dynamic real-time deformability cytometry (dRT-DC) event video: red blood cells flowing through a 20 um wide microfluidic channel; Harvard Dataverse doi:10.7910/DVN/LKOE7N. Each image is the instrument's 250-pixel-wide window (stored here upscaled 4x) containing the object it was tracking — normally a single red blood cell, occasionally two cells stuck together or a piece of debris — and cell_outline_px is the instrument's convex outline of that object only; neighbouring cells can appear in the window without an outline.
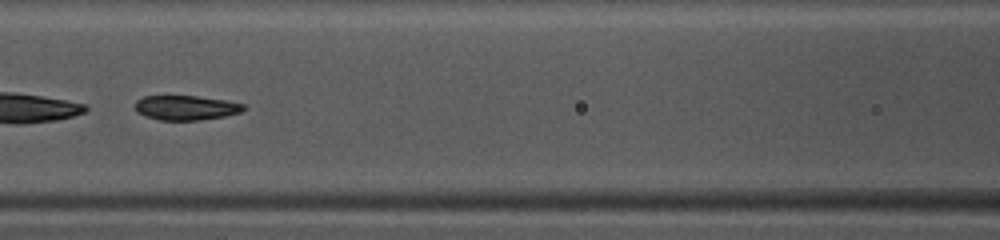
{"species": "common noctule bat (a hibernating species)", "species_latin": "Nyctalus noctula", "temperature_condition": "warm", "stored_images_in_passage": 39, "segment_of_instrument_passage": [2, 2], "camera_frame_rate_fps": 3000, "um_per_image_px": 0.085, "animal": {"sex": "female", "body_mass_g": 10.0, "forearm_length_mm": 53.1}, "frame": {"image": 1, "passage_image": 13, "time_ms": 4.0, "image_size_px": [1000, 240], "cell_outline_px": [[244, 108], [240, 112], [224, 116], [200, 120], [160, 120], [136, 112], [136, 100], [144, 96], [196, 96], [224, 100], [244, 104]], "centroid_in_image_um": [15.79, 9.15], "position_along_channel_um": 150.8, "area_um2": 15.32}}
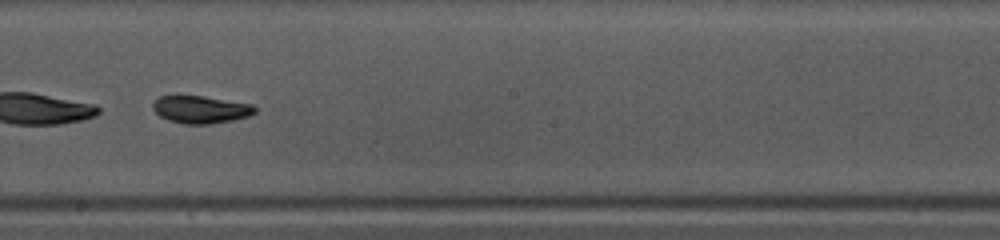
{"frame": {"image": 2, "passage_image": 19, "time_ms": 6.0, "image_size_px": [1000, 240], "cell_outline_px": [[256, 112], [248, 116], [232, 120], [212, 124], [184, 124], [168, 120], [160, 116], [152, 108], [152, 104], [160, 96], [204, 96], [252, 104], [256, 108]], "centroid_in_image_um": [17.07, 9.31], "position_along_channel_um": 231.1, "area_um2": 16.3}}